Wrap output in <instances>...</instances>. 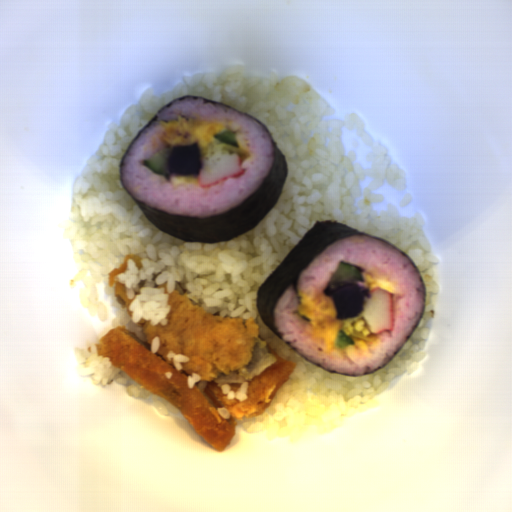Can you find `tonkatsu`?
<instances>
[{
  "label": "tonkatsu",
  "instance_id": "2",
  "mask_svg": "<svg viewBox=\"0 0 512 512\" xmlns=\"http://www.w3.org/2000/svg\"><path fill=\"white\" fill-rule=\"evenodd\" d=\"M128 260H131L138 270L142 269L141 257L135 254H127L122 264L108 273V284L114 293L116 302L122 307L126 315L131 317L132 311L130 310V305L134 298L130 299L125 285L117 281V275L122 274L128 269Z\"/></svg>",
  "mask_w": 512,
  "mask_h": 512
},
{
  "label": "tonkatsu",
  "instance_id": "1",
  "mask_svg": "<svg viewBox=\"0 0 512 512\" xmlns=\"http://www.w3.org/2000/svg\"><path fill=\"white\" fill-rule=\"evenodd\" d=\"M167 301L166 324L139 321L145 341L114 326L95 344L97 356L107 357L140 387L172 404L199 436L222 451L235 436L236 422L261 413L297 364L264 341L253 317L213 315L179 289ZM157 336L160 346L152 354L151 341ZM167 351L187 355L189 362L175 371ZM194 372L202 379L190 389L186 381ZM245 382L246 401L227 399L220 389L227 383L237 391ZM221 407L229 410L230 419L216 412Z\"/></svg>",
  "mask_w": 512,
  "mask_h": 512
}]
</instances>
